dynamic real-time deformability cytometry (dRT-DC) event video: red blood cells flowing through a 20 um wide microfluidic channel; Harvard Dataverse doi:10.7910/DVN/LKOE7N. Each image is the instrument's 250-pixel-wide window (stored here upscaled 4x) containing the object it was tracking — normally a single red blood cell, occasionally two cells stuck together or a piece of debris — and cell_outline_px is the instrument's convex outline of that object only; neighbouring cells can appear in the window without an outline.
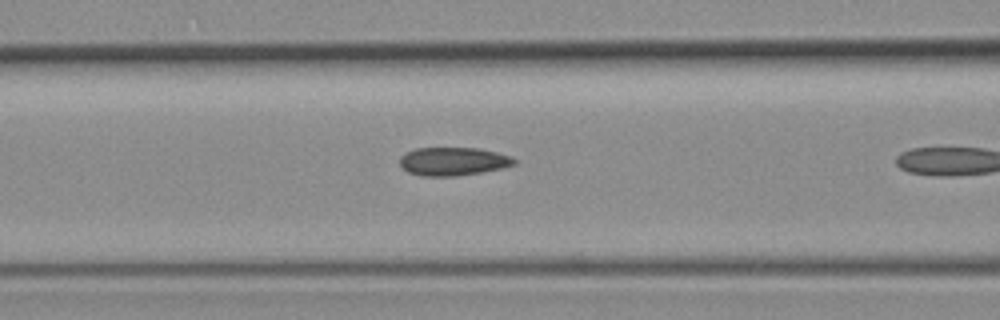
{"species": "common noctule bat (a hibernating species)", "species_latin": "Nyctalus noctula", "temperature_condition": "room temperature", "stored_images_in_passage": 4, "camera_frame_rate_fps": 3000, "um_per_image_px": 0.085, "animal": {"sex": "female", "body_mass_g": 19.3, "forearm_length_mm": 54.1}, "frame": {"image": 1, "passage_image": 3, "time_ms": 0.667, "image_size_px": [1000, 320], "cell_outline_px": [[516, 164], [504, 168], [484, 172], [456, 176], [420, 176], [408, 172], [400, 164], [400, 156], [416, 148], [480, 148], [512, 156], [516, 160]], "centroid_in_image_um": [38.56, 13.72], "position_along_channel_um": 128.0, "area_um2": 19.02}}